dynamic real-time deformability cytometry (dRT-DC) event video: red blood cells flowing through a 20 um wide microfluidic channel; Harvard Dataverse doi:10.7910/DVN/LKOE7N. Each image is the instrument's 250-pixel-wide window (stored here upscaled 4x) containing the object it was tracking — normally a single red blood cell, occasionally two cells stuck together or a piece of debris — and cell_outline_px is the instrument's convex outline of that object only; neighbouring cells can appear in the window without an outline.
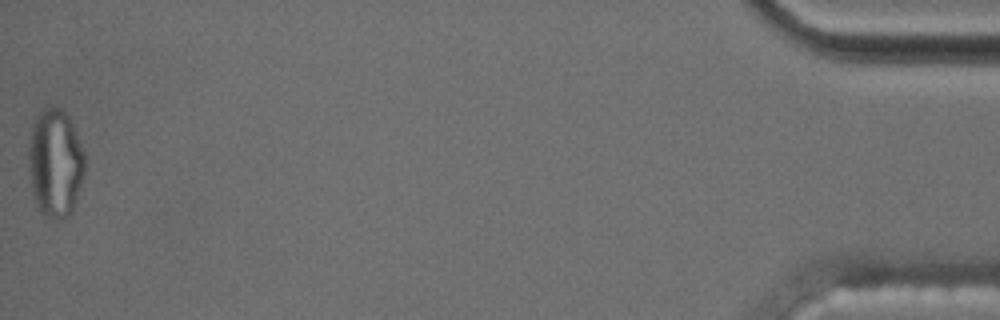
{"species": "common noctule bat (a hibernating species)", "species_latin": "Nyctalus noctula", "temperature_condition": "cold", "stored_images_in_passage": 39, "segment_of_instrument_passage": [2, 2], "camera_frame_rate_fps": 3000, "um_per_image_px": 0.085, "animal": {"sex": "male", "body_mass_g": 17.5, "forearm_length_mm": 52.3}, "frame": {"image": 1, "passage_image": 39, "time_ms": 12.667, "image_size_px": [1000, 320], "cell_outline_px": [[84, 172], [72, 212], [64, 220], [48, 216], [40, 212], [36, 208], [32, 192], [28, 168], [28, 152], [32, 124], [36, 116], [44, 108], [60, 108], [68, 116], [80, 144], [84, 156]], "centroid_in_image_um": [4.66, 13.89], "position_along_channel_um": 430.5, "area_um2": 35.26}}